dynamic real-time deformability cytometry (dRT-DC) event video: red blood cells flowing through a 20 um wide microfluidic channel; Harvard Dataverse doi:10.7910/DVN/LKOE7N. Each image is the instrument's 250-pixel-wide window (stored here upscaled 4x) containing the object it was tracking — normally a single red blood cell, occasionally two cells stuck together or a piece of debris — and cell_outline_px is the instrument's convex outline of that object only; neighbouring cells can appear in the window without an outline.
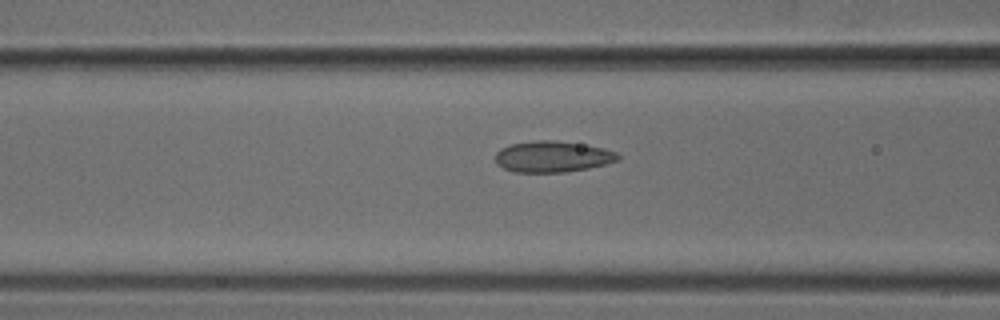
{"species": "common noctule bat (a hibernating species)", "species_latin": "Nyctalus noctula", "temperature_condition": "cold", "stored_images_in_passage": 14, "camera_frame_rate_fps": 3000, "um_per_image_px": 0.085, "animal": {"sex": "male", "body_mass_g": 18.8}, "frame": {"image": 1, "passage_image": 12, "time_ms": 3.667, "image_size_px": [1000, 320], "cell_outline_px": [[620, 160], [588, 168], [564, 172], [512, 172], [496, 164], [496, 152], [500, 148], [512, 144], [540, 140], [556, 140], [604, 148], [616, 152], [620, 156]], "centroid_in_image_um": [46.96, 13.32], "position_along_channel_um": 119.6, "area_um2": 22.14}}